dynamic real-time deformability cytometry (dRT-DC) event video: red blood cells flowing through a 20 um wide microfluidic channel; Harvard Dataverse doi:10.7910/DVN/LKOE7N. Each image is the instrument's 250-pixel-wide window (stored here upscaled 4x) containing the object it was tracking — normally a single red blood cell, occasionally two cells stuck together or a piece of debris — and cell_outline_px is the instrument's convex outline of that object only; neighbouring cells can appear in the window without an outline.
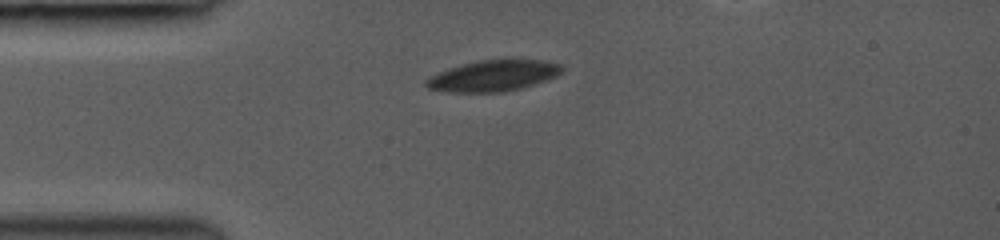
{"species": "common noctule bat (a hibernating species)", "species_latin": "Nyctalus noctula", "temperature_condition": "room temperature", "stored_images_in_passage": 30, "camera_frame_rate_fps": 3000, "um_per_image_px": 0.085, "animal": {"sex": "female", "body_mass_g": 19.0, "forearm_length_mm": 53.3}, "frame": {"image": 1, "passage_image": 1, "time_ms": 0.0, "image_size_px": [1000, 240], "cell_outline_px": [[564, 68], [556, 76], [548, 80], [520, 88], [504, 92], [448, 92], [428, 88], [424, 84], [424, 80], [440, 72], [460, 64], [480, 60], [504, 56], [512, 56], [544, 60], [560, 64]], "centroid_in_image_um": [41.99, 6.38], "position_along_channel_um": 43.0, "area_um2": 25.43}}
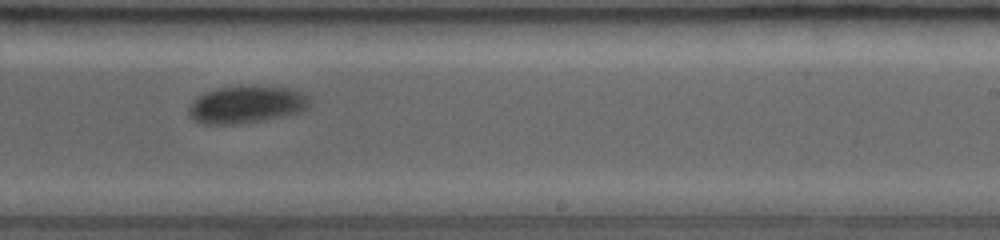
{"frame": {"image": 2, "passage_image": 18, "time_ms": 6.0, "image_size_px": [1000, 240], "cell_outline_px": [[308, 108], [300, 112], [284, 116], [264, 120], [232, 124], [200, 124], [192, 120], [188, 116], [188, 108], [192, 100], [216, 88], [256, 84], [292, 88], [308, 96]], "centroid_in_image_um": [20.93, 8.87], "position_along_channel_um": 268.1, "area_um2": 26.76}}
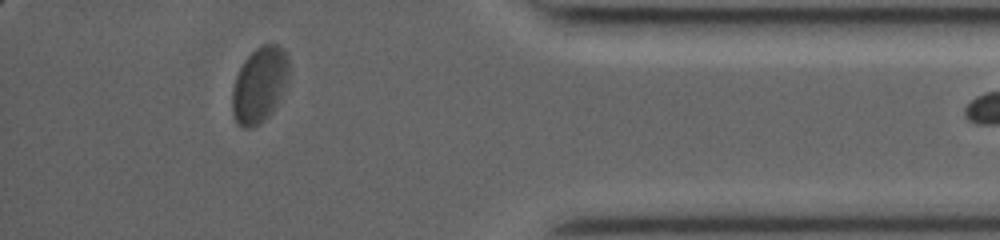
{"frame": {"image": 3, "passage_image": 29, "time_ms": 10.0, "image_size_px": [1000, 240], "cell_outline_px": [[288, 80], [284, 92], [272, 112], [264, 120], [248, 128], [244, 128], [236, 124], [232, 112], [232, 88], [236, 76], [244, 60], [260, 44], [280, 44], [284, 48], [288, 60]], "centroid_in_image_um": [22.06, 7.19], "position_along_channel_um": 413.1, "area_um2": 25.2}}